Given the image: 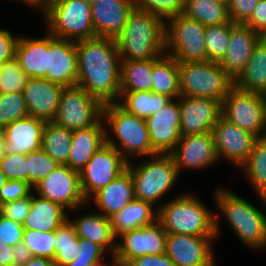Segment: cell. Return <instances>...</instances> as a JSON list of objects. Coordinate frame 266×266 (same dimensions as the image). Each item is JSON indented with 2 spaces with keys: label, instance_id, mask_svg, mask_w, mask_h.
I'll use <instances>...</instances> for the list:
<instances>
[{
  "label": "cell",
  "instance_id": "obj_19",
  "mask_svg": "<svg viewBox=\"0 0 266 266\" xmlns=\"http://www.w3.org/2000/svg\"><path fill=\"white\" fill-rule=\"evenodd\" d=\"M151 146L157 154H170L181 138L179 97L146 120Z\"/></svg>",
  "mask_w": 266,
  "mask_h": 266
},
{
  "label": "cell",
  "instance_id": "obj_24",
  "mask_svg": "<svg viewBox=\"0 0 266 266\" xmlns=\"http://www.w3.org/2000/svg\"><path fill=\"white\" fill-rule=\"evenodd\" d=\"M46 121L26 116L5 127L4 149L6 154H28L42 148Z\"/></svg>",
  "mask_w": 266,
  "mask_h": 266
},
{
  "label": "cell",
  "instance_id": "obj_63",
  "mask_svg": "<svg viewBox=\"0 0 266 266\" xmlns=\"http://www.w3.org/2000/svg\"><path fill=\"white\" fill-rule=\"evenodd\" d=\"M258 198L259 201L261 200V203L265 206L264 208L266 209V196L260 195Z\"/></svg>",
  "mask_w": 266,
  "mask_h": 266
},
{
  "label": "cell",
  "instance_id": "obj_22",
  "mask_svg": "<svg viewBox=\"0 0 266 266\" xmlns=\"http://www.w3.org/2000/svg\"><path fill=\"white\" fill-rule=\"evenodd\" d=\"M63 86L41 78H28L23 94L28 115L46 122L54 121Z\"/></svg>",
  "mask_w": 266,
  "mask_h": 266
},
{
  "label": "cell",
  "instance_id": "obj_8",
  "mask_svg": "<svg viewBox=\"0 0 266 266\" xmlns=\"http://www.w3.org/2000/svg\"><path fill=\"white\" fill-rule=\"evenodd\" d=\"M181 95L185 97L212 98L223 102L234 81L219 62L203 61L179 63Z\"/></svg>",
  "mask_w": 266,
  "mask_h": 266
},
{
  "label": "cell",
  "instance_id": "obj_36",
  "mask_svg": "<svg viewBox=\"0 0 266 266\" xmlns=\"http://www.w3.org/2000/svg\"><path fill=\"white\" fill-rule=\"evenodd\" d=\"M257 196H266V136L257 138L248 160L241 166Z\"/></svg>",
  "mask_w": 266,
  "mask_h": 266
},
{
  "label": "cell",
  "instance_id": "obj_14",
  "mask_svg": "<svg viewBox=\"0 0 266 266\" xmlns=\"http://www.w3.org/2000/svg\"><path fill=\"white\" fill-rule=\"evenodd\" d=\"M128 161L114 147L105 143L79 172L81 189L88 200L127 169Z\"/></svg>",
  "mask_w": 266,
  "mask_h": 266
},
{
  "label": "cell",
  "instance_id": "obj_48",
  "mask_svg": "<svg viewBox=\"0 0 266 266\" xmlns=\"http://www.w3.org/2000/svg\"><path fill=\"white\" fill-rule=\"evenodd\" d=\"M24 226L0 214V238L8 245L22 242Z\"/></svg>",
  "mask_w": 266,
  "mask_h": 266
},
{
  "label": "cell",
  "instance_id": "obj_45",
  "mask_svg": "<svg viewBox=\"0 0 266 266\" xmlns=\"http://www.w3.org/2000/svg\"><path fill=\"white\" fill-rule=\"evenodd\" d=\"M0 170L8 180L28 182L27 154H6L0 160Z\"/></svg>",
  "mask_w": 266,
  "mask_h": 266
},
{
  "label": "cell",
  "instance_id": "obj_27",
  "mask_svg": "<svg viewBox=\"0 0 266 266\" xmlns=\"http://www.w3.org/2000/svg\"><path fill=\"white\" fill-rule=\"evenodd\" d=\"M15 57L29 78L45 79L48 61V31L40 38L19 36Z\"/></svg>",
  "mask_w": 266,
  "mask_h": 266
},
{
  "label": "cell",
  "instance_id": "obj_56",
  "mask_svg": "<svg viewBox=\"0 0 266 266\" xmlns=\"http://www.w3.org/2000/svg\"><path fill=\"white\" fill-rule=\"evenodd\" d=\"M103 260L104 259H84L77 257L66 266H98L105 263Z\"/></svg>",
  "mask_w": 266,
  "mask_h": 266
},
{
  "label": "cell",
  "instance_id": "obj_55",
  "mask_svg": "<svg viewBox=\"0 0 266 266\" xmlns=\"http://www.w3.org/2000/svg\"><path fill=\"white\" fill-rule=\"evenodd\" d=\"M13 246L6 244L0 238V266H13Z\"/></svg>",
  "mask_w": 266,
  "mask_h": 266
},
{
  "label": "cell",
  "instance_id": "obj_3",
  "mask_svg": "<svg viewBox=\"0 0 266 266\" xmlns=\"http://www.w3.org/2000/svg\"><path fill=\"white\" fill-rule=\"evenodd\" d=\"M115 41L121 60L157 59L165 54V21L134 8Z\"/></svg>",
  "mask_w": 266,
  "mask_h": 266
},
{
  "label": "cell",
  "instance_id": "obj_51",
  "mask_svg": "<svg viewBox=\"0 0 266 266\" xmlns=\"http://www.w3.org/2000/svg\"><path fill=\"white\" fill-rule=\"evenodd\" d=\"M18 36H14L7 29H0V63L15 57V48L18 41Z\"/></svg>",
  "mask_w": 266,
  "mask_h": 266
},
{
  "label": "cell",
  "instance_id": "obj_21",
  "mask_svg": "<svg viewBox=\"0 0 266 266\" xmlns=\"http://www.w3.org/2000/svg\"><path fill=\"white\" fill-rule=\"evenodd\" d=\"M262 38L245 24L233 23L230 26L228 50L219 64L233 81L246 68L255 46Z\"/></svg>",
  "mask_w": 266,
  "mask_h": 266
},
{
  "label": "cell",
  "instance_id": "obj_1",
  "mask_svg": "<svg viewBox=\"0 0 266 266\" xmlns=\"http://www.w3.org/2000/svg\"><path fill=\"white\" fill-rule=\"evenodd\" d=\"M78 77L84 88L103 105L120 97V54L114 38L95 36L76 42Z\"/></svg>",
  "mask_w": 266,
  "mask_h": 266
},
{
  "label": "cell",
  "instance_id": "obj_17",
  "mask_svg": "<svg viewBox=\"0 0 266 266\" xmlns=\"http://www.w3.org/2000/svg\"><path fill=\"white\" fill-rule=\"evenodd\" d=\"M182 136L211 132L222 117V102L203 97L179 96Z\"/></svg>",
  "mask_w": 266,
  "mask_h": 266
},
{
  "label": "cell",
  "instance_id": "obj_38",
  "mask_svg": "<svg viewBox=\"0 0 266 266\" xmlns=\"http://www.w3.org/2000/svg\"><path fill=\"white\" fill-rule=\"evenodd\" d=\"M80 254L79 237L74 226L67 219L55 230V257L56 266H66Z\"/></svg>",
  "mask_w": 266,
  "mask_h": 266
},
{
  "label": "cell",
  "instance_id": "obj_6",
  "mask_svg": "<svg viewBox=\"0 0 266 266\" xmlns=\"http://www.w3.org/2000/svg\"><path fill=\"white\" fill-rule=\"evenodd\" d=\"M140 164L128 162L134 181L135 198L150 202L157 208L161 200L177 183L180 176L170 154L148 157Z\"/></svg>",
  "mask_w": 266,
  "mask_h": 266
},
{
  "label": "cell",
  "instance_id": "obj_2",
  "mask_svg": "<svg viewBox=\"0 0 266 266\" xmlns=\"http://www.w3.org/2000/svg\"><path fill=\"white\" fill-rule=\"evenodd\" d=\"M185 193L173 196L158 208V221L163 229L170 234L217 238L221 232L220 216L209 210L193 193Z\"/></svg>",
  "mask_w": 266,
  "mask_h": 266
},
{
  "label": "cell",
  "instance_id": "obj_12",
  "mask_svg": "<svg viewBox=\"0 0 266 266\" xmlns=\"http://www.w3.org/2000/svg\"><path fill=\"white\" fill-rule=\"evenodd\" d=\"M33 191L67 211L80 210L82 205L88 204L81 189L79 172L67 165H58L54 171L33 187Z\"/></svg>",
  "mask_w": 266,
  "mask_h": 266
},
{
  "label": "cell",
  "instance_id": "obj_62",
  "mask_svg": "<svg viewBox=\"0 0 266 266\" xmlns=\"http://www.w3.org/2000/svg\"><path fill=\"white\" fill-rule=\"evenodd\" d=\"M214 1L224 4L227 7L230 5L231 2V0H214Z\"/></svg>",
  "mask_w": 266,
  "mask_h": 266
},
{
  "label": "cell",
  "instance_id": "obj_50",
  "mask_svg": "<svg viewBox=\"0 0 266 266\" xmlns=\"http://www.w3.org/2000/svg\"><path fill=\"white\" fill-rule=\"evenodd\" d=\"M244 24L262 37H266V0L259 1L250 18Z\"/></svg>",
  "mask_w": 266,
  "mask_h": 266
},
{
  "label": "cell",
  "instance_id": "obj_30",
  "mask_svg": "<svg viewBox=\"0 0 266 266\" xmlns=\"http://www.w3.org/2000/svg\"><path fill=\"white\" fill-rule=\"evenodd\" d=\"M67 211L49 199L31 193V208L23 223L24 229L41 232L55 231L67 219Z\"/></svg>",
  "mask_w": 266,
  "mask_h": 266
},
{
  "label": "cell",
  "instance_id": "obj_26",
  "mask_svg": "<svg viewBox=\"0 0 266 266\" xmlns=\"http://www.w3.org/2000/svg\"><path fill=\"white\" fill-rule=\"evenodd\" d=\"M103 119L95 126L72 131L71 150L65 165L80 172L92 156L106 143Z\"/></svg>",
  "mask_w": 266,
  "mask_h": 266
},
{
  "label": "cell",
  "instance_id": "obj_43",
  "mask_svg": "<svg viewBox=\"0 0 266 266\" xmlns=\"http://www.w3.org/2000/svg\"><path fill=\"white\" fill-rule=\"evenodd\" d=\"M59 164L42 148L27 154L28 183L34 187Z\"/></svg>",
  "mask_w": 266,
  "mask_h": 266
},
{
  "label": "cell",
  "instance_id": "obj_53",
  "mask_svg": "<svg viewBox=\"0 0 266 266\" xmlns=\"http://www.w3.org/2000/svg\"><path fill=\"white\" fill-rule=\"evenodd\" d=\"M127 266H175L166 253L161 255H144L132 260Z\"/></svg>",
  "mask_w": 266,
  "mask_h": 266
},
{
  "label": "cell",
  "instance_id": "obj_20",
  "mask_svg": "<svg viewBox=\"0 0 266 266\" xmlns=\"http://www.w3.org/2000/svg\"><path fill=\"white\" fill-rule=\"evenodd\" d=\"M78 61L76 42L54 37L48 32V61L45 79L63 87L76 85Z\"/></svg>",
  "mask_w": 266,
  "mask_h": 266
},
{
  "label": "cell",
  "instance_id": "obj_35",
  "mask_svg": "<svg viewBox=\"0 0 266 266\" xmlns=\"http://www.w3.org/2000/svg\"><path fill=\"white\" fill-rule=\"evenodd\" d=\"M72 131L54 121L47 122L43 130L42 149L59 165H65L71 150Z\"/></svg>",
  "mask_w": 266,
  "mask_h": 266
},
{
  "label": "cell",
  "instance_id": "obj_49",
  "mask_svg": "<svg viewBox=\"0 0 266 266\" xmlns=\"http://www.w3.org/2000/svg\"><path fill=\"white\" fill-rule=\"evenodd\" d=\"M260 0H231L228 6L229 17L233 23L244 24L253 13Z\"/></svg>",
  "mask_w": 266,
  "mask_h": 266
},
{
  "label": "cell",
  "instance_id": "obj_40",
  "mask_svg": "<svg viewBox=\"0 0 266 266\" xmlns=\"http://www.w3.org/2000/svg\"><path fill=\"white\" fill-rule=\"evenodd\" d=\"M28 78L16 57L0 63V94L23 92Z\"/></svg>",
  "mask_w": 266,
  "mask_h": 266
},
{
  "label": "cell",
  "instance_id": "obj_42",
  "mask_svg": "<svg viewBox=\"0 0 266 266\" xmlns=\"http://www.w3.org/2000/svg\"><path fill=\"white\" fill-rule=\"evenodd\" d=\"M22 242L29 247L33 257L51 260L55 257V231L41 232L24 229Z\"/></svg>",
  "mask_w": 266,
  "mask_h": 266
},
{
  "label": "cell",
  "instance_id": "obj_7",
  "mask_svg": "<svg viewBox=\"0 0 266 266\" xmlns=\"http://www.w3.org/2000/svg\"><path fill=\"white\" fill-rule=\"evenodd\" d=\"M42 14L54 37L74 42L95 37L91 5L84 0H50Z\"/></svg>",
  "mask_w": 266,
  "mask_h": 266
},
{
  "label": "cell",
  "instance_id": "obj_23",
  "mask_svg": "<svg viewBox=\"0 0 266 266\" xmlns=\"http://www.w3.org/2000/svg\"><path fill=\"white\" fill-rule=\"evenodd\" d=\"M134 8V0H97L91 5L95 36L116 39Z\"/></svg>",
  "mask_w": 266,
  "mask_h": 266
},
{
  "label": "cell",
  "instance_id": "obj_34",
  "mask_svg": "<svg viewBox=\"0 0 266 266\" xmlns=\"http://www.w3.org/2000/svg\"><path fill=\"white\" fill-rule=\"evenodd\" d=\"M172 99L152 91L120 92L118 104L141 119L146 120Z\"/></svg>",
  "mask_w": 266,
  "mask_h": 266
},
{
  "label": "cell",
  "instance_id": "obj_5",
  "mask_svg": "<svg viewBox=\"0 0 266 266\" xmlns=\"http://www.w3.org/2000/svg\"><path fill=\"white\" fill-rule=\"evenodd\" d=\"M214 199L219 214L246 247L266 249V213L227 188H215Z\"/></svg>",
  "mask_w": 266,
  "mask_h": 266
},
{
  "label": "cell",
  "instance_id": "obj_47",
  "mask_svg": "<svg viewBox=\"0 0 266 266\" xmlns=\"http://www.w3.org/2000/svg\"><path fill=\"white\" fill-rule=\"evenodd\" d=\"M33 192V187L26 181L8 180L0 190V205L25 198Z\"/></svg>",
  "mask_w": 266,
  "mask_h": 266
},
{
  "label": "cell",
  "instance_id": "obj_57",
  "mask_svg": "<svg viewBox=\"0 0 266 266\" xmlns=\"http://www.w3.org/2000/svg\"><path fill=\"white\" fill-rule=\"evenodd\" d=\"M24 266H56V264L49 258L32 257Z\"/></svg>",
  "mask_w": 266,
  "mask_h": 266
},
{
  "label": "cell",
  "instance_id": "obj_32",
  "mask_svg": "<svg viewBox=\"0 0 266 266\" xmlns=\"http://www.w3.org/2000/svg\"><path fill=\"white\" fill-rule=\"evenodd\" d=\"M152 92L177 99L181 96L179 62L163 54L153 59Z\"/></svg>",
  "mask_w": 266,
  "mask_h": 266
},
{
  "label": "cell",
  "instance_id": "obj_29",
  "mask_svg": "<svg viewBox=\"0 0 266 266\" xmlns=\"http://www.w3.org/2000/svg\"><path fill=\"white\" fill-rule=\"evenodd\" d=\"M110 220L113 234L117 238L127 231L155 223L158 220V208L150 202L135 198L112 215Z\"/></svg>",
  "mask_w": 266,
  "mask_h": 266
},
{
  "label": "cell",
  "instance_id": "obj_33",
  "mask_svg": "<svg viewBox=\"0 0 266 266\" xmlns=\"http://www.w3.org/2000/svg\"><path fill=\"white\" fill-rule=\"evenodd\" d=\"M153 59L121 60L120 92L151 91Z\"/></svg>",
  "mask_w": 266,
  "mask_h": 266
},
{
  "label": "cell",
  "instance_id": "obj_41",
  "mask_svg": "<svg viewBox=\"0 0 266 266\" xmlns=\"http://www.w3.org/2000/svg\"><path fill=\"white\" fill-rule=\"evenodd\" d=\"M28 116V109L23 92L0 94V125L10 123Z\"/></svg>",
  "mask_w": 266,
  "mask_h": 266
},
{
  "label": "cell",
  "instance_id": "obj_46",
  "mask_svg": "<svg viewBox=\"0 0 266 266\" xmlns=\"http://www.w3.org/2000/svg\"><path fill=\"white\" fill-rule=\"evenodd\" d=\"M31 208V194L25 198L0 205V214L23 225Z\"/></svg>",
  "mask_w": 266,
  "mask_h": 266
},
{
  "label": "cell",
  "instance_id": "obj_59",
  "mask_svg": "<svg viewBox=\"0 0 266 266\" xmlns=\"http://www.w3.org/2000/svg\"><path fill=\"white\" fill-rule=\"evenodd\" d=\"M4 139H5V127L0 125V160L5 155Z\"/></svg>",
  "mask_w": 266,
  "mask_h": 266
},
{
  "label": "cell",
  "instance_id": "obj_54",
  "mask_svg": "<svg viewBox=\"0 0 266 266\" xmlns=\"http://www.w3.org/2000/svg\"><path fill=\"white\" fill-rule=\"evenodd\" d=\"M13 266H24L32 257V253L27 245L23 242L13 246Z\"/></svg>",
  "mask_w": 266,
  "mask_h": 266
},
{
  "label": "cell",
  "instance_id": "obj_60",
  "mask_svg": "<svg viewBox=\"0 0 266 266\" xmlns=\"http://www.w3.org/2000/svg\"><path fill=\"white\" fill-rule=\"evenodd\" d=\"M8 179L5 177V174L0 170V190L4 187Z\"/></svg>",
  "mask_w": 266,
  "mask_h": 266
},
{
  "label": "cell",
  "instance_id": "obj_58",
  "mask_svg": "<svg viewBox=\"0 0 266 266\" xmlns=\"http://www.w3.org/2000/svg\"><path fill=\"white\" fill-rule=\"evenodd\" d=\"M16 2H22L28 6H33L34 8L40 10L42 12L50 0H14Z\"/></svg>",
  "mask_w": 266,
  "mask_h": 266
},
{
  "label": "cell",
  "instance_id": "obj_37",
  "mask_svg": "<svg viewBox=\"0 0 266 266\" xmlns=\"http://www.w3.org/2000/svg\"><path fill=\"white\" fill-rule=\"evenodd\" d=\"M183 14L204 26L231 22L228 7L214 0H186Z\"/></svg>",
  "mask_w": 266,
  "mask_h": 266
},
{
  "label": "cell",
  "instance_id": "obj_28",
  "mask_svg": "<svg viewBox=\"0 0 266 266\" xmlns=\"http://www.w3.org/2000/svg\"><path fill=\"white\" fill-rule=\"evenodd\" d=\"M68 215V220L74 226L79 238H85L100 245L110 257L114 256L116 250V237L112 231L111 220L100 212L84 214L72 219Z\"/></svg>",
  "mask_w": 266,
  "mask_h": 266
},
{
  "label": "cell",
  "instance_id": "obj_9",
  "mask_svg": "<svg viewBox=\"0 0 266 266\" xmlns=\"http://www.w3.org/2000/svg\"><path fill=\"white\" fill-rule=\"evenodd\" d=\"M206 26L181 13L165 22V54L179 63L208 61Z\"/></svg>",
  "mask_w": 266,
  "mask_h": 266
},
{
  "label": "cell",
  "instance_id": "obj_11",
  "mask_svg": "<svg viewBox=\"0 0 266 266\" xmlns=\"http://www.w3.org/2000/svg\"><path fill=\"white\" fill-rule=\"evenodd\" d=\"M103 104L77 85L64 87L54 122L71 131L95 126L102 119Z\"/></svg>",
  "mask_w": 266,
  "mask_h": 266
},
{
  "label": "cell",
  "instance_id": "obj_4",
  "mask_svg": "<svg viewBox=\"0 0 266 266\" xmlns=\"http://www.w3.org/2000/svg\"><path fill=\"white\" fill-rule=\"evenodd\" d=\"M102 119L106 128V143L114 147L128 162L133 160L132 156L147 158L157 155L151 146L144 119L128 113L117 102L103 105Z\"/></svg>",
  "mask_w": 266,
  "mask_h": 266
},
{
  "label": "cell",
  "instance_id": "obj_64",
  "mask_svg": "<svg viewBox=\"0 0 266 266\" xmlns=\"http://www.w3.org/2000/svg\"><path fill=\"white\" fill-rule=\"evenodd\" d=\"M87 4L92 5L94 4L97 0H84Z\"/></svg>",
  "mask_w": 266,
  "mask_h": 266
},
{
  "label": "cell",
  "instance_id": "obj_31",
  "mask_svg": "<svg viewBox=\"0 0 266 266\" xmlns=\"http://www.w3.org/2000/svg\"><path fill=\"white\" fill-rule=\"evenodd\" d=\"M234 86L243 91L266 95V37L255 46L246 68L234 81Z\"/></svg>",
  "mask_w": 266,
  "mask_h": 266
},
{
  "label": "cell",
  "instance_id": "obj_25",
  "mask_svg": "<svg viewBox=\"0 0 266 266\" xmlns=\"http://www.w3.org/2000/svg\"><path fill=\"white\" fill-rule=\"evenodd\" d=\"M135 199L134 181L130 170L127 168L115 180L107 186L99 189L88 200L98 207L105 217L110 218L116 212L121 211L131 201Z\"/></svg>",
  "mask_w": 266,
  "mask_h": 266
},
{
  "label": "cell",
  "instance_id": "obj_13",
  "mask_svg": "<svg viewBox=\"0 0 266 266\" xmlns=\"http://www.w3.org/2000/svg\"><path fill=\"white\" fill-rule=\"evenodd\" d=\"M116 239L113 258L122 266L144 255H161L166 253L167 232L157 220L155 223L127 231Z\"/></svg>",
  "mask_w": 266,
  "mask_h": 266
},
{
  "label": "cell",
  "instance_id": "obj_61",
  "mask_svg": "<svg viewBox=\"0 0 266 266\" xmlns=\"http://www.w3.org/2000/svg\"><path fill=\"white\" fill-rule=\"evenodd\" d=\"M111 262L110 264L107 263H103V264H100L98 266H122L117 260H115L113 257L111 259Z\"/></svg>",
  "mask_w": 266,
  "mask_h": 266
},
{
  "label": "cell",
  "instance_id": "obj_15",
  "mask_svg": "<svg viewBox=\"0 0 266 266\" xmlns=\"http://www.w3.org/2000/svg\"><path fill=\"white\" fill-rule=\"evenodd\" d=\"M215 238L167 233L166 255L175 266H217L212 249Z\"/></svg>",
  "mask_w": 266,
  "mask_h": 266
},
{
  "label": "cell",
  "instance_id": "obj_16",
  "mask_svg": "<svg viewBox=\"0 0 266 266\" xmlns=\"http://www.w3.org/2000/svg\"><path fill=\"white\" fill-rule=\"evenodd\" d=\"M170 155L179 175L182 169H207L219 161L212 131L181 136Z\"/></svg>",
  "mask_w": 266,
  "mask_h": 266
},
{
  "label": "cell",
  "instance_id": "obj_10",
  "mask_svg": "<svg viewBox=\"0 0 266 266\" xmlns=\"http://www.w3.org/2000/svg\"><path fill=\"white\" fill-rule=\"evenodd\" d=\"M222 117L257 138L266 136V95L235 86L222 102Z\"/></svg>",
  "mask_w": 266,
  "mask_h": 266
},
{
  "label": "cell",
  "instance_id": "obj_44",
  "mask_svg": "<svg viewBox=\"0 0 266 266\" xmlns=\"http://www.w3.org/2000/svg\"><path fill=\"white\" fill-rule=\"evenodd\" d=\"M135 8L167 21L184 12L186 0H134Z\"/></svg>",
  "mask_w": 266,
  "mask_h": 266
},
{
  "label": "cell",
  "instance_id": "obj_39",
  "mask_svg": "<svg viewBox=\"0 0 266 266\" xmlns=\"http://www.w3.org/2000/svg\"><path fill=\"white\" fill-rule=\"evenodd\" d=\"M233 22L206 26L205 44L208 60L220 62L226 55L230 39V26Z\"/></svg>",
  "mask_w": 266,
  "mask_h": 266
},
{
  "label": "cell",
  "instance_id": "obj_52",
  "mask_svg": "<svg viewBox=\"0 0 266 266\" xmlns=\"http://www.w3.org/2000/svg\"><path fill=\"white\" fill-rule=\"evenodd\" d=\"M80 254L84 259H104L107 252L98 244L85 238H79Z\"/></svg>",
  "mask_w": 266,
  "mask_h": 266
},
{
  "label": "cell",
  "instance_id": "obj_18",
  "mask_svg": "<svg viewBox=\"0 0 266 266\" xmlns=\"http://www.w3.org/2000/svg\"><path fill=\"white\" fill-rule=\"evenodd\" d=\"M218 160L241 167L253 150L256 136L221 117L212 129Z\"/></svg>",
  "mask_w": 266,
  "mask_h": 266
}]
</instances>
